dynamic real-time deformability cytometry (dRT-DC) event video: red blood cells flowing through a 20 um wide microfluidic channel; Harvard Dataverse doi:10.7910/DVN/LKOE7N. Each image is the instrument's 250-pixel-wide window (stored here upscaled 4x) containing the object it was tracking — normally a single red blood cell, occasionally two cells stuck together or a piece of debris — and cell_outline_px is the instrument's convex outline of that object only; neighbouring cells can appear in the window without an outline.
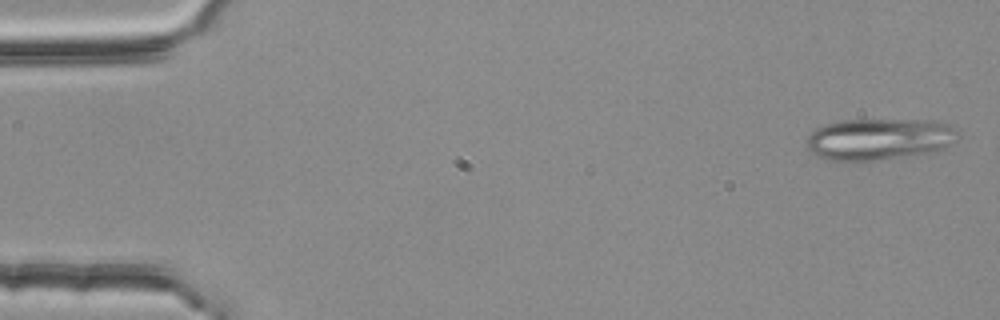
{"species": "common noctule bat (a hibernating species)", "species_latin": "Nyctalus noctula", "temperature_condition": "room temperature", "stored_images_in_passage": 55, "segment_of_instrument_passage": [1, 2], "camera_frame_rate_fps": 3000, "um_per_image_px": 0.085, "animal": {"sex": "female", "body_mass_g": 25.1}, "frame": {"image": 1, "passage_image": 2, "time_ms": 0.333, "image_size_px": [1000, 320], "cell_outline_px": [[956, 140], [952, 144], [944, 148], [932, 152], [876, 160], [824, 160], [816, 156], [808, 148], [808, 136], [816, 128], [824, 124], [844, 120], [936, 120], [948, 124], [956, 128]], "centroid_in_image_um": [74.74, 11.81], "position_along_channel_um": 10.3, "area_um2": 36.53}}